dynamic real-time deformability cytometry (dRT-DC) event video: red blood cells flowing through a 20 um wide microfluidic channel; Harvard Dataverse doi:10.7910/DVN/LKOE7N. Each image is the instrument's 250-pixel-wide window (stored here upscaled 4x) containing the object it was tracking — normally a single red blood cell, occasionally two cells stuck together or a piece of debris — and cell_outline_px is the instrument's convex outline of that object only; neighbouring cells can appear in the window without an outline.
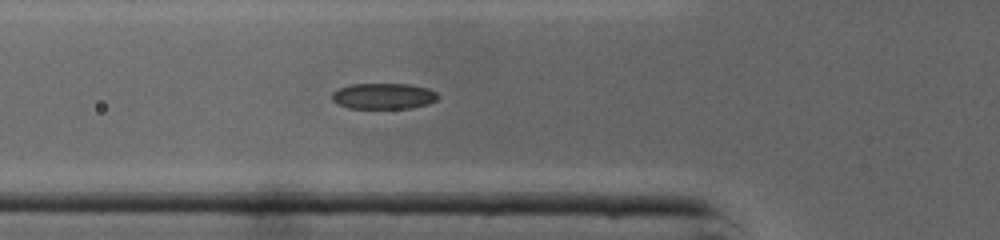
{"species": "common noctule bat (a hibernating species)", "species_latin": "Nyctalus noctula", "temperature_condition": "cold", "stored_images_in_passage": 33, "camera_frame_rate_fps": 3000, "um_per_image_px": 0.085, "animal": {"sex": "male", "body_mass_g": 19.0, "forearm_length_mm": 50.8}, "frame": {"image": 1, "passage_image": 2, "time_ms": 0.333, "image_size_px": [1000, 240], "cell_outline_px": [[440, 96], [436, 100], [428, 104], [412, 108], [348, 108], [336, 104], [332, 100], [332, 92], [340, 88], [352, 84], [408, 84], [428, 88], [436, 92]], "centroid_in_image_um": [32.6, 8.17], "position_along_channel_um": 93.2, "area_um2": 16.07}}
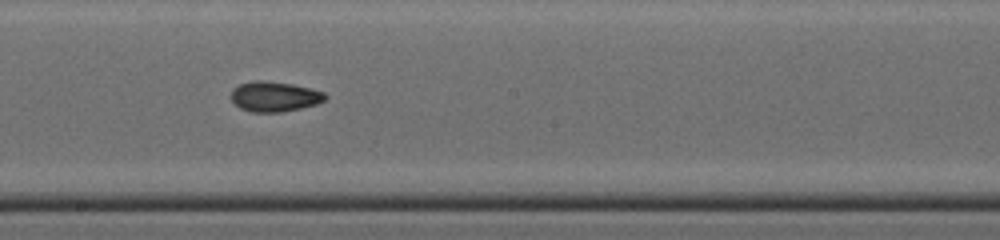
{"frame": {"image": 2, "passage_image": 11, "time_ms": 3.333, "image_size_px": [1000, 240], "cell_outline_px": [[328, 96], [324, 100], [316, 104], [300, 108], [280, 112], [252, 112], [240, 108], [232, 100], [232, 88], [240, 84], [252, 80], [260, 80], [292, 84], [324, 92]], "centroid_in_image_um": [23.32, 8.2], "position_along_channel_um": 224.9, "area_um2": 16.36}}
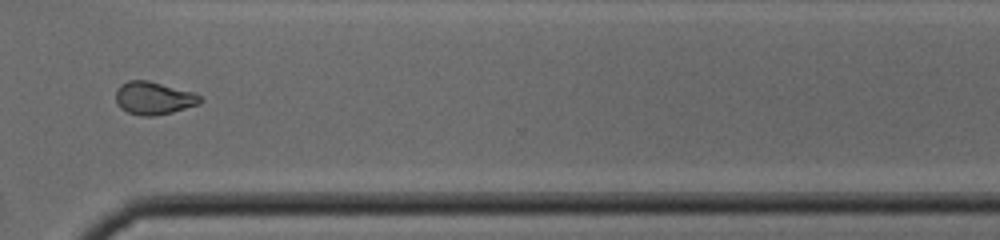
{"frame": {"image": 3, "passage_image": 20, "time_ms": 6.333, "image_size_px": [1000, 240], "cell_outline_px": [[204, 100], [200, 104], [172, 112], [156, 116], [140, 116], [128, 112], [120, 108], [116, 100], [116, 88], [120, 84], [128, 80], [148, 80], [192, 92], [200, 96]], "centroid_in_image_um": [13.05, 8.34], "position_along_channel_um": 357.5, "area_um2": 16.24}}